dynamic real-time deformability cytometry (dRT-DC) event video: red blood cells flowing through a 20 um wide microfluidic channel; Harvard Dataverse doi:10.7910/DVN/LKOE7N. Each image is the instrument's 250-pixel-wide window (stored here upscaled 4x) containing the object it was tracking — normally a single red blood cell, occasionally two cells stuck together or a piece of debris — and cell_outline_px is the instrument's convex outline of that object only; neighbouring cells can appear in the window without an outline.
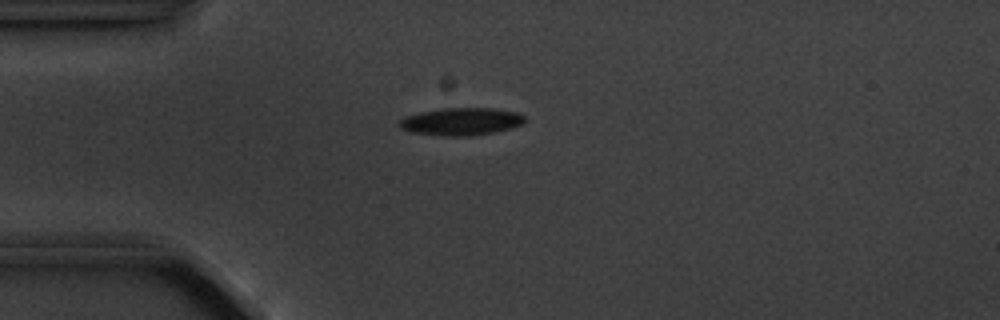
{"species": "common noctule bat (a hibernating species)", "species_latin": "Nyctalus noctula", "temperature_condition": "cold", "stored_images_in_passage": 6, "camera_frame_rate_fps": 3000, "um_per_image_px": 0.085, "animal": {"sex": "male", "body_mass_g": 20.1, "forearm_length_mm": 53.5}, "frame": {"image": 1, "passage_image": 4, "time_ms": 3.667, "image_size_px": [1000, 320], "cell_outline_px": [[528, 120], [524, 124], [512, 128], [496, 132], [472, 136], [440, 136], [412, 132], [400, 128], [400, 120], [404, 116], [420, 112], [440, 108], [492, 108], [520, 112]], "centroid_in_image_um": [39.26, 10.33], "position_along_channel_um": 45.7, "area_um2": 20.52}}
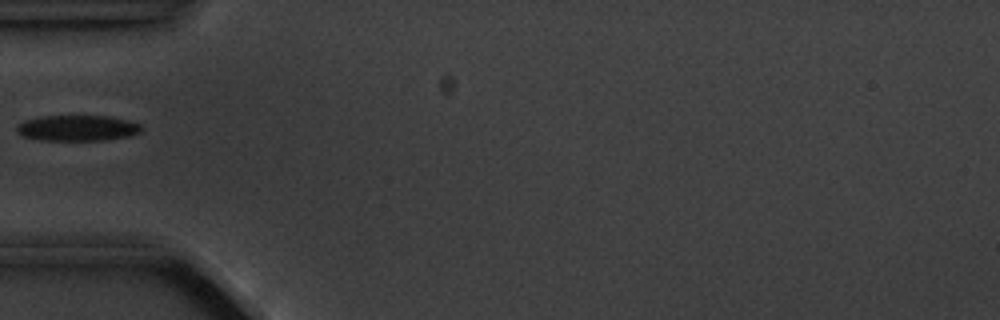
{"frame": {"image": 2, "passage_image": 5, "time_ms": 5.0, "image_size_px": [1000, 320], "cell_outline_px": [[140, 132], [128, 136], [104, 140], [40, 140], [24, 136], [16, 132], [16, 124], [24, 120], [44, 116], [108, 116], [128, 120], [140, 124]], "centroid_in_image_um": [6.54, 10.88], "position_along_channel_um": 78.5, "area_um2": 18.61}}